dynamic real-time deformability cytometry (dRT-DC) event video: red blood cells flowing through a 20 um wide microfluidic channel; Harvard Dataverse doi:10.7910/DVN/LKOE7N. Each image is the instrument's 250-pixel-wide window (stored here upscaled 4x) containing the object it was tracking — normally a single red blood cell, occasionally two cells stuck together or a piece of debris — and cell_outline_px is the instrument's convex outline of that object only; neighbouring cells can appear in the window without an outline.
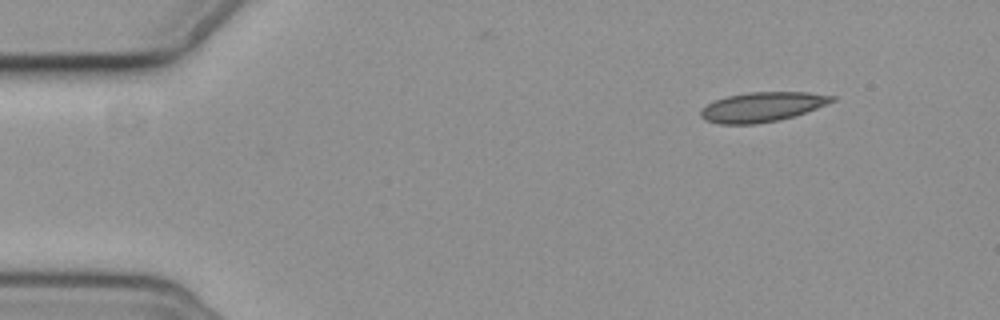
{"species": "common noctule bat (a hibernating species)", "species_latin": "Nyctalus noctula", "temperature_condition": "cold", "stored_images_in_passage": 4, "camera_frame_rate_fps": 3000, "um_per_image_px": 0.085, "animal": {"sex": "female", "body_mass_g": 19.3, "forearm_length_mm": 54.1}, "frame": {"image": 1, "passage_image": 4, "time_ms": 4.333, "image_size_px": [1000, 320], "cell_outline_px": [[836, 100], [816, 108], [780, 120], [756, 124], [720, 124], [704, 120], [700, 116], [700, 108], [716, 100], [728, 96], [748, 92], [808, 92], [836, 96]], "centroid_in_image_um": [64.76, 9.09], "position_along_channel_um": 20.2, "area_um2": 22.6}}